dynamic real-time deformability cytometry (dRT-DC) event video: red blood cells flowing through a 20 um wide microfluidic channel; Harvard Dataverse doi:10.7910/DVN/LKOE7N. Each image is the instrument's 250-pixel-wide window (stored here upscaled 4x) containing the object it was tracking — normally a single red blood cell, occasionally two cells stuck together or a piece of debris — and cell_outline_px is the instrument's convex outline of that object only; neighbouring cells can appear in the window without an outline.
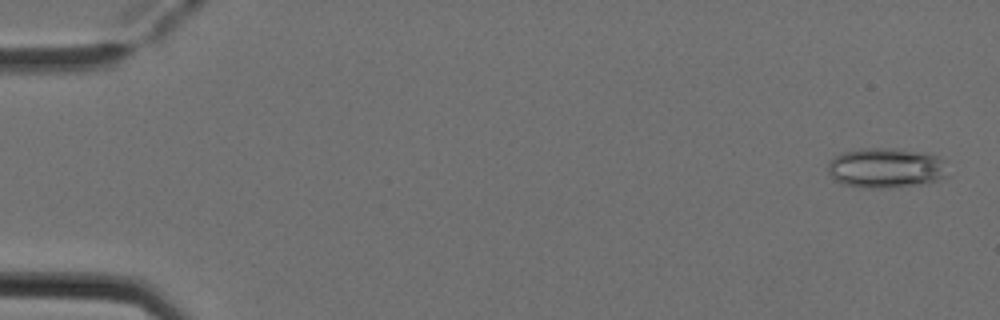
{"species": "Egyptian fruit bat (a non-hibernating species)", "species_latin": "Rousettus aegyptiacus", "temperature_condition": "cold", "stored_images_in_passage": 4, "camera_frame_rate_fps": 3000, "um_per_image_px": 0.085, "animal": {"sex": "female"}, "frame": {"image": 1, "passage_image": 1, "time_ms": 0.0, "image_size_px": [1000, 320], "cell_outline_px": [[948, 176], [936, 180], [920, 184], [892, 188], [860, 188], [840, 184], [828, 172], [828, 160], [840, 152], [860, 148], [896, 148], [928, 152], [948, 160]], "centroid_in_image_um": [75.34, 14.26], "position_along_channel_um": 9.7, "area_um2": 28.96}}
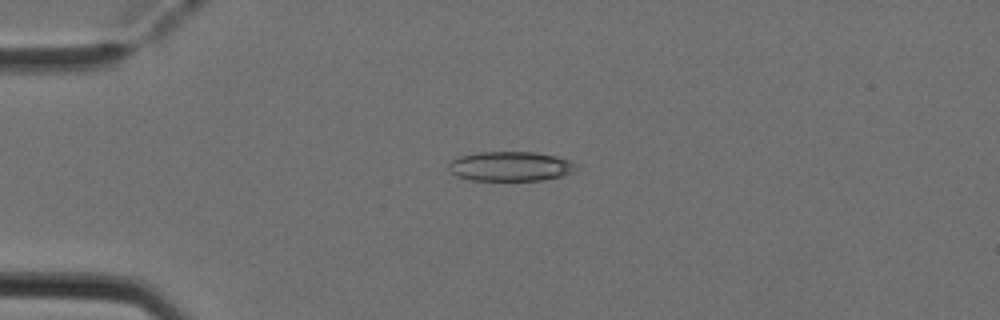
{"frame": {"image": 2, "passage_image": 4, "time_ms": 1.0, "image_size_px": [1000, 320], "cell_outline_px": [[580, 164], [576, 172], [560, 176], [540, 180], [468, 180], [456, 176], [448, 168], [448, 164], [452, 160], [460, 156], [480, 152], [532, 152], [556, 156]], "centroid_in_image_um": [43.42, 14.14], "position_along_channel_um": 41.6, "area_um2": 22.08}}